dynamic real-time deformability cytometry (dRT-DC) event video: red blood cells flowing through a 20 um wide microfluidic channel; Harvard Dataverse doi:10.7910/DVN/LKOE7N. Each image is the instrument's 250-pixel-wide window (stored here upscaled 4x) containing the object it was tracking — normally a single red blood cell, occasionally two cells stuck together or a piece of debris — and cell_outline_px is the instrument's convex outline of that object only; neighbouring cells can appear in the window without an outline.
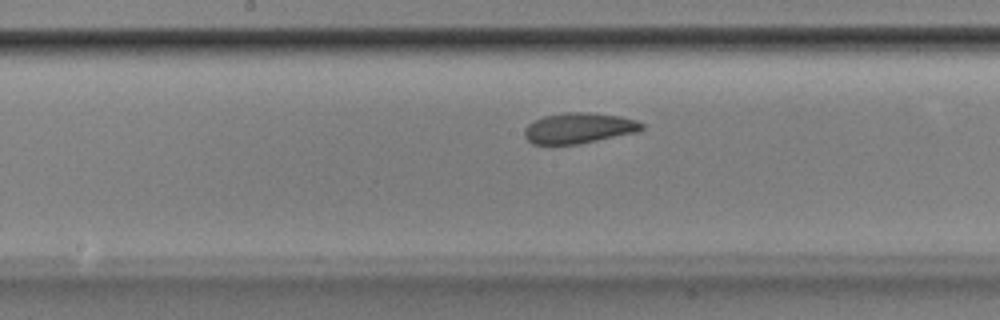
{"species": "Egyptian fruit bat (a non-hibernating species)", "species_latin": "Rousettus aegyptiacus", "temperature_condition": "room temperature", "stored_images_in_passage": 41, "camera_frame_rate_fps": 3000, "um_per_image_px": 0.085, "animal": {"sex": "male"}, "frame": {"image": 1, "passage_image": 16, "time_ms": 5.0, "image_size_px": [1000, 320], "cell_outline_px": [[644, 128], [640, 132], [580, 144], [532, 144], [524, 136], [524, 128], [528, 124], [544, 116], [564, 112], [588, 112], [620, 116], [636, 120], [644, 124]], "centroid_in_image_um": [49.24, 10.89], "position_along_channel_um": 199.0, "area_um2": 21.15}}
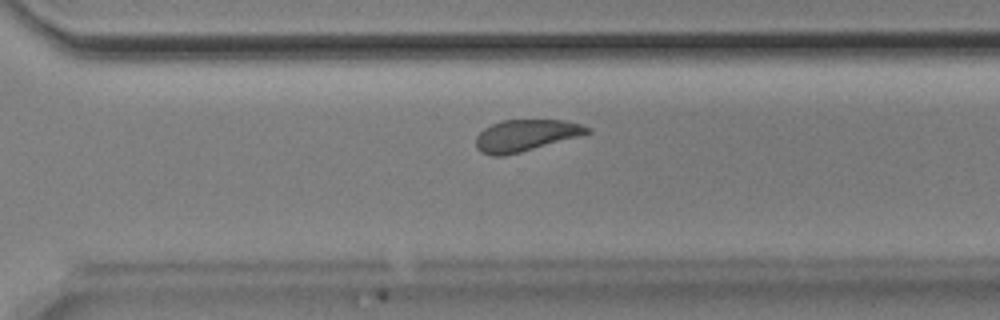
{"frame": {"image": 2, "passage_image": 26, "time_ms": 8.333, "image_size_px": [1000, 320], "cell_outline_px": [[592, 132], [520, 152], [504, 156], [492, 156], [480, 152], [476, 148], [476, 136], [484, 128], [492, 124], [504, 120], [568, 120], [592, 128]], "centroid_in_image_um": [44.67, 11.51], "position_along_channel_um": 325.9, "area_um2": 20.4}}
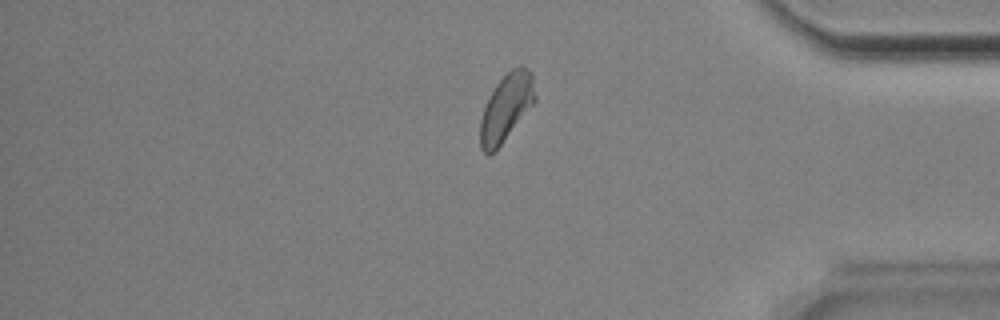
{"frame": {"image": 3, "passage_image": 33, "time_ms": 10.667, "image_size_px": [1000, 320], "cell_outline_px": [[536, 100], [500, 144], [488, 156], [480, 148], [480, 120], [484, 108], [496, 84], [512, 68], [520, 64], [532, 72], [536, 96]], "centroid_in_image_um": [43.03, 9.1], "position_along_channel_um": 392.2, "area_um2": 20.98}, "authors_computed_cell_mechanics": {"area_um2": 21.386, "velocity_mm_per_s": 3.8243, "shape_relaxation_time_tau1_ms": 3.4688, "shape_relaxation_time_tau2_ms": 2.5991, "deformation_change_tau1": 0.0924, "deformation_change_tau2": 0.0814}}